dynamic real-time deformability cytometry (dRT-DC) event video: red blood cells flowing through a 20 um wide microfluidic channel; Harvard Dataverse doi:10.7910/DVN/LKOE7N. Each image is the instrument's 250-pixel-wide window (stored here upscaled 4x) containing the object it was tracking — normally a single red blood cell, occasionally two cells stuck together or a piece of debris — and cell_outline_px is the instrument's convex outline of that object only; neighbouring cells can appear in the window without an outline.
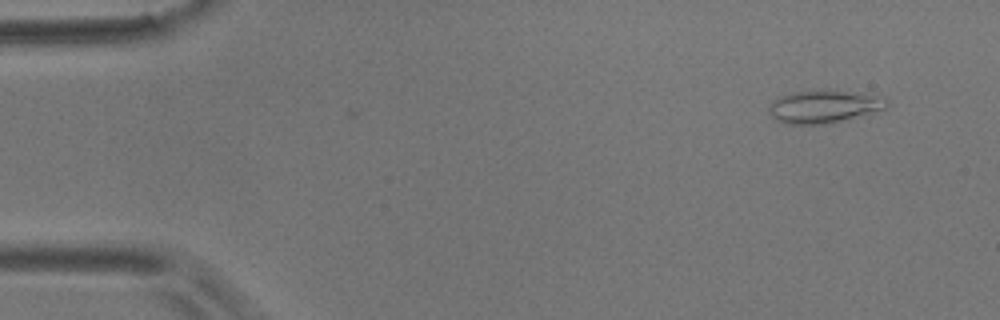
{"species": "common noctule bat (a hibernating species)", "species_latin": "Nyctalus noctula", "temperature_condition": "room temperature", "stored_images_in_passage": 3, "camera_frame_rate_fps": 3000, "um_per_image_px": 0.085, "animal": {"sex": "male", "body_mass_g": 17.9}, "frame": {"image": 1, "passage_image": 2, "time_ms": 0.333, "image_size_px": [1000, 320], "cell_outline_px": [[888, 104], [884, 108], [832, 124], [784, 124], [776, 120], [772, 116], [768, 108], [772, 100], [776, 96], [792, 92], [844, 92], [876, 96], [888, 100]], "centroid_in_image_um": [69.93, 9.1], "position_along_channel_um": 15.1, "area_um2": 21.85}}